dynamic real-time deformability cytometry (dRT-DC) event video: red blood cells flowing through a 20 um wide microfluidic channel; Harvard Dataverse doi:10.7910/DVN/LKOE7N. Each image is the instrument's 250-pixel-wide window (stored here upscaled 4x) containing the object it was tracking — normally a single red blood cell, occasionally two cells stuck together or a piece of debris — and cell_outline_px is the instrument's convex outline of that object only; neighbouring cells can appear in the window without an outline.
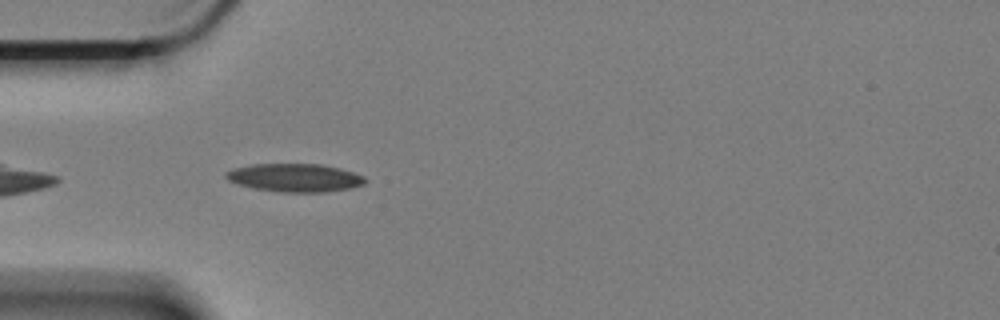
{"species": "Egyptian fruit bat (a non-hibernating species)", "species_latin": "Rousettus aegyptiacus", "temperature_condition": "cold", "stored_images_in_passage": 6, "camera_frame_rate_fps": 3000, "um_per_image_px": 0.085, "animal": {"sex": "female"}, "frame": {"image": 1, "passage_image": 4, "time_ms": 1.0, "image_size_px": [1000, 320], "cell_outline_px": [[368, 180], [364, 184], [352, 188], [324, 192], [280, 192], [252, 188], [236, 184], [228, 180], [224, 176], [224, 172], [236, 168], [252, 164], [320, 164], [340, 168], [364, 176]], "centroid_in_image_um": [25.06, 15.11], "position_along_channel_um": 59.9, "area_um2": 23.0}}